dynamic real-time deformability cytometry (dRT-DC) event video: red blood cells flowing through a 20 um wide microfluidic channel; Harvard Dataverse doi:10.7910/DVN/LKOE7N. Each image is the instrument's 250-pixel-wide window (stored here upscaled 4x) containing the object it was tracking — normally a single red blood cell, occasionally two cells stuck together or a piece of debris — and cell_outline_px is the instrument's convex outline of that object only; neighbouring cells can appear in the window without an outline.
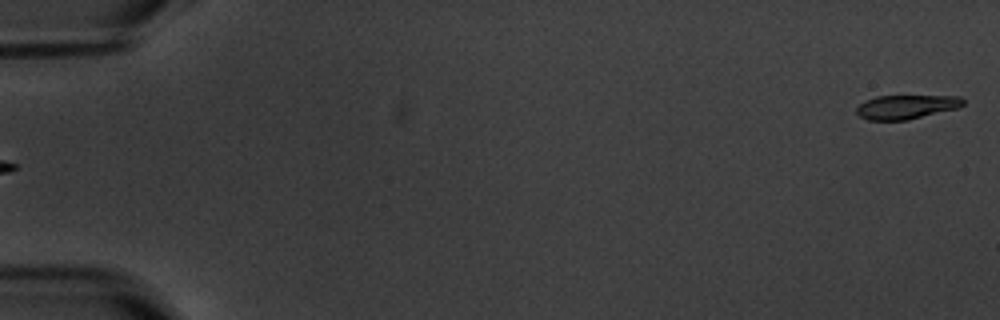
{"species": "common noctule bat (a hibernating species)", "species_latin": "Nyctalus noctula", "temperature_condition": "warm", "stored_images_in_passage": 5, "segment_of_instrument_passage": [2, 2], "camera_frame_rate_fps": 3000, "um_per_image_px": 0.085, "animal": {"sex": "male", "body_mass_g": 20.1, "forearm_length_mm": 53.5}, "frame": {"image": 1, "passage_image": 5, "time_ms": 5.667, "image_size_px": [1000, 320], "cell_outline_px": [[964, 104], [956, 108], [908, 120], [868, 120], [860, 116], [856, 112], [856, 108], [864, 100], [876, 96], [960, 96], [964, 100]], "centroid_in_image_um": [77.0, 9.08], "position_along_channel_um": 8.0, "area_um2": 14.85}}